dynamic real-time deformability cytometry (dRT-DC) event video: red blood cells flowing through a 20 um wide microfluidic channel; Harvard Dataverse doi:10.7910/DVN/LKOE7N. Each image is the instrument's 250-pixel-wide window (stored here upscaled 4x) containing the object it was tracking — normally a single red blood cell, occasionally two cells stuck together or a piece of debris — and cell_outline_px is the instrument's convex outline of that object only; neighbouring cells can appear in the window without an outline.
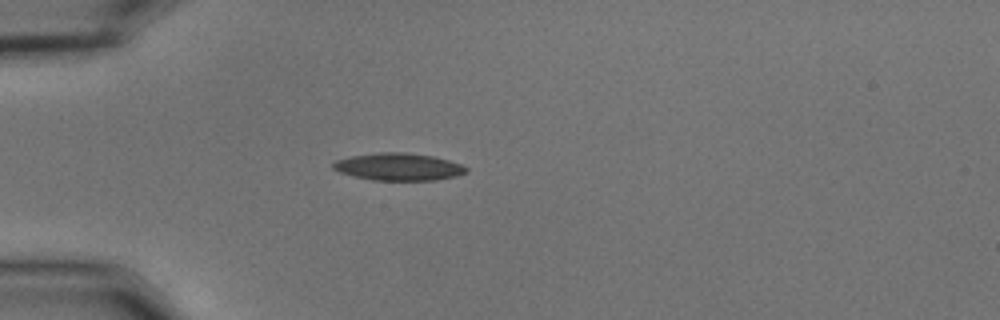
{"species": "common noctule bat (a hibernating species)", "species_latin": "Nyctalus noctula", "temperature_condition": "cold", "stored_images_in_passage": 49, "camera_frame_rate_fps": 3000, "um_per_image_px": 0.085, "animal": {"sex": "male", "body_mass_g": 15.6}, "frame": {"image": 1, "passage_image": 10, "time_ms": 3.0, "image_size_px": [1000, 320], "cell_outline_px": [[468, 172], [456, 176], [436, 180], [372, 180], [352, 176], [340, 172], [332, 168], [332, 164], [336, 160], [352, 156], [380, 152], [404, 152], [432, 156], [448, 160], [460, 164], [468, 168]], "centroid_in_image_um": [33.87, 14.18], "position_along_channel_um": 51.1, "area_um2": 21.15}}
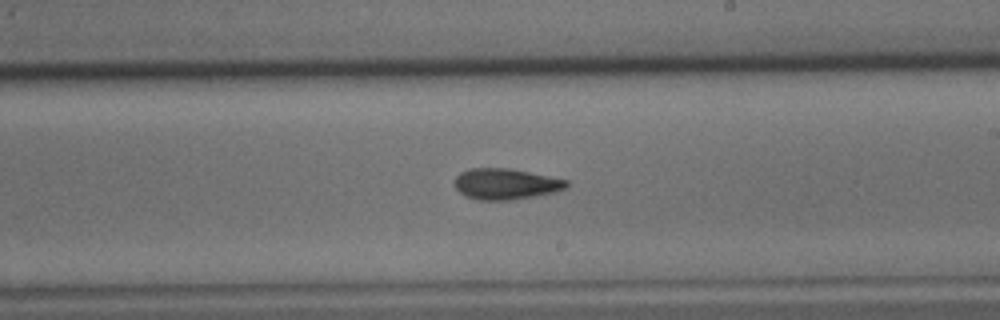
{"frame": {"image": 2, "passage_image": 27, "time_ms": 8.667, "image_size_px": [1000, 320], "cell_outline_px": [[568, 184], [564, 188], [556, 192], [536, 196], [508, 200], [480, 200], [464, 196], [456, 188], [456, 176], [460, 172], [468, 168], [508, 168], [568, 180]], "centroid_in_image_um": [42.97, 15.64], "position_along_channel_um": 246.0, "area_um2": 20.06}}
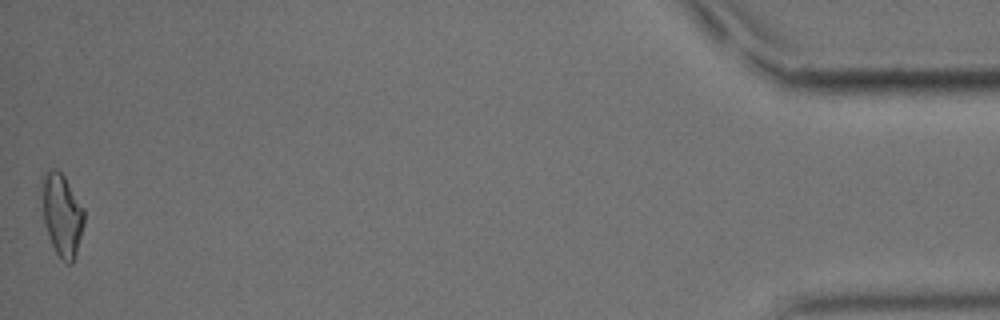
{"frame": {"image": 3, "passage_image": 49, "time_ms": 16.0, "image_size_px": [1000, 320], "cell_outline_px": [[84, 224], [76, 252], [72, 264], [68, 264], [56, 252], [52, 244], [44, 220], [44, 176], [48, 168], [56, 168], [64, 176], [84, 208]], "centroid_in_image_um": [5.31, 18.26], "position_along_channel_um": 429.9, "area_um2": 19.42}, "authors_computed_cell_mechanics": {"area_um2": 19.9988, "velocity_mm_per_s": 3.6759, "shape_relaxation_time_tau1_ms": 6.8285, "shape_relaxation_time_tau2_ms": 4.0088, "deformation_change_tau1": 0.164, "deformation_change_tau2": 0.1275}}